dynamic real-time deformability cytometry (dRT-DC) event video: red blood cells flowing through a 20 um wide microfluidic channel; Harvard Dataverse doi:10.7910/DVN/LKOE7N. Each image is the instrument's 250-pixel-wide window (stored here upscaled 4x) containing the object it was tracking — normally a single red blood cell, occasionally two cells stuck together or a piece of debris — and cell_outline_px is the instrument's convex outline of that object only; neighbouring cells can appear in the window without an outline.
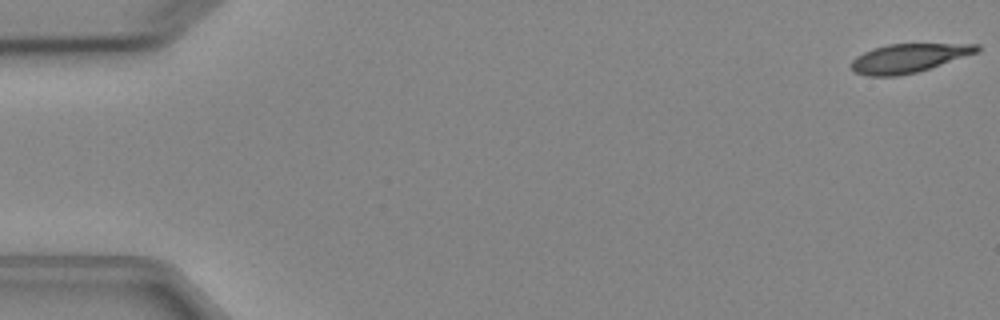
{"species": "Egyptian fruit bat (a non-hibernating species)", "species_latin": "Rousettus aegyptiacus", "temperature_condition": "cold", "stored_images_in_passage": 5, "camera_frame_rate_fps": 3000, "um_per_image_px": 0.085, "animal": {"sex": "female"}, "frame": {"image": 1, "passage_image": 1, "time_ms": 0.0, "image_size_px": [1000, 320], "cell_outline_px": [[980, 52], [916, 72], [896, 76], [868, 76], [852, 72], [852, 60], [856, 56], [872, 48], [888, 44], [980, 44]], "centroid_in_image_um": [77.22, 4.94], "position_along_channel_um": 7.8, "area_um2": 21.04}}
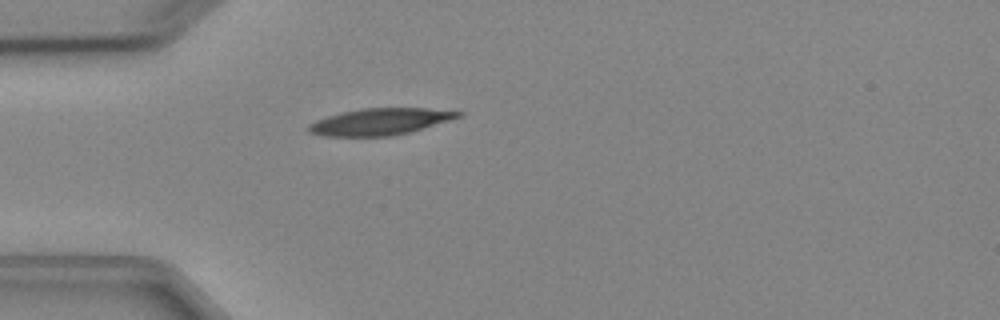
{"frame": {"image": 2, "passage_image": 5, "time_ms": 4.667, "image_size_px": [1000, 320], "cell_outline_px": [[464, 116], [408, 132], [388, 136], [320, 136], [308, 132], [308, 124], [316, 120], [340, 112], [360, 108], [428, 108], [464, 112]], "centroid_in_image_um": [32.28, 10.33], "position_along_channel_um": 52.7, "area_um2": 23.24}}